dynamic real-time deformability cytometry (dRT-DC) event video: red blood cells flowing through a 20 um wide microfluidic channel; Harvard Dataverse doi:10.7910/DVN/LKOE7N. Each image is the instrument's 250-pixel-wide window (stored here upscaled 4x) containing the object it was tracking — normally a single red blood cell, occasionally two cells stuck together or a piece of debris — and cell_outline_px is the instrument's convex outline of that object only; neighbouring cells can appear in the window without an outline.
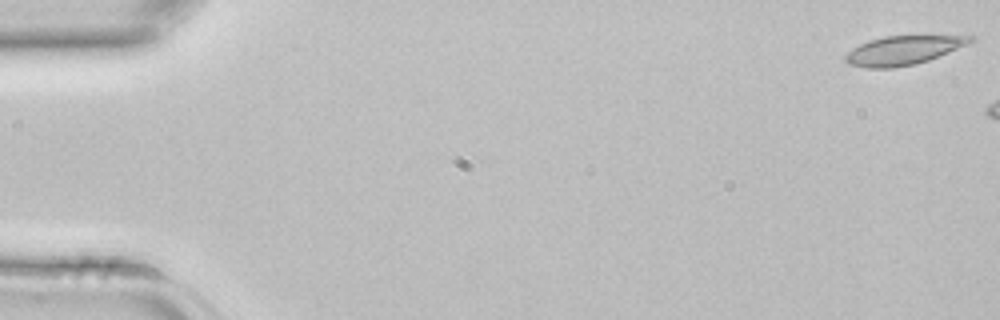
{"species": "common noctule bat (a hibernating species)", "species_latin": "Nyctalus noctula", "temperature_condition": "room temperature", "stored_images_in_passage": 3, "camera_frame_rate_fps": 3000, "um_per_image_px": 0.085, "animal": {"sex": "female", "body_mass_g": 22.7, "forearm_length_mm": 54.2}, "frame": {"image": 1, "passage_image": 1, "time_ms": 0.0, "image_size_px": [1000, 320], "cell_outline_px": [[976, 40], [968, 44], [928, 60], [916, 64], [892, 68], [868, 68], [848, 64], [844, 60], [844, 56], [852, 48], [868, 40], [884, 36], [976, 36]], "centroid_in_image_um": [76.74, 4.28], "position_along_channel_um": 8.3, "area_um2": 20.98}}